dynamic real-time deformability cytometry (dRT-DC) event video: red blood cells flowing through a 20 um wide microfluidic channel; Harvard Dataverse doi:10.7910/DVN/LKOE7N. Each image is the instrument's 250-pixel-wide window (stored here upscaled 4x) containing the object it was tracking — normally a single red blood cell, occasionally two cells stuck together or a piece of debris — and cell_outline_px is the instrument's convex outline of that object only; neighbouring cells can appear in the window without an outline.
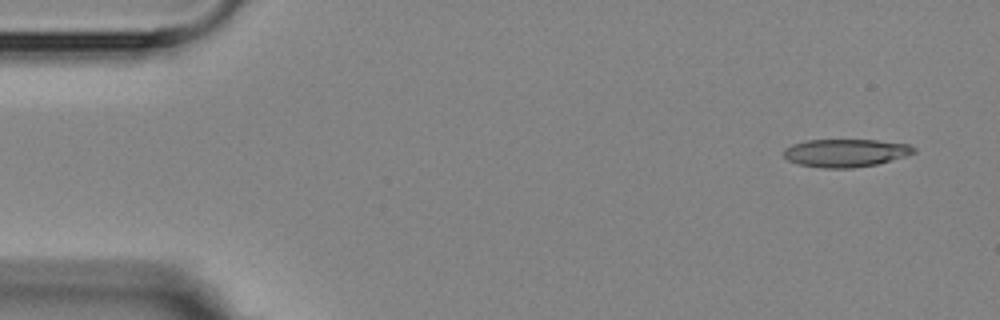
{"species": "Egyptian fruit bat (a non-hibernating species)", "species_latin": "Rousettus aegyptiacus", "temperature_condition": "room temperature", "stored_images_in_passage": 8, "camera_frame_rate_fps": 3000, "um_per_image_px": 0.085, "animal": {"sex": "female"}, "frame": {"image": 1, "passage_image": 1, "time_ms": 0.0, "image_size_px": [1000, 320], "cell_outline_px": [[916, 152], [904, 156], [876, 164], [852, 168], [820, 168], [800, 164], [788, 160], [784, 156], [784, 148], [792, 144], [804, 140], [876, 140], [908, 144], [916, 148]], "centroid_in_image_um": [71.85, 12.99], "position_along_channel_um": 13.2, "area_um2": 21.1}}
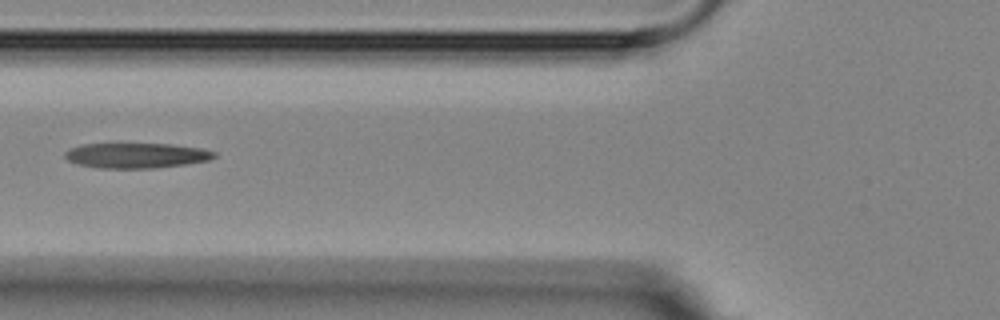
{"frame": {"image": 2, "passage_image": 5, "time_ms": 5.667, "image_size_px": [1000, 320], "cell_outline_px": [[216, 156], [208, 160], [184, 164], [156, 168], [96, 168], [76, 164], [68, 160], [64, 156], [64, 152], [68, 148], [80, 144], [172, 144], [200, 148], [216, 152]], "centroid_in_image_um": [11.52, 13.21], "position_along_channel_um": 114.3, "area_um2": 21.96}}
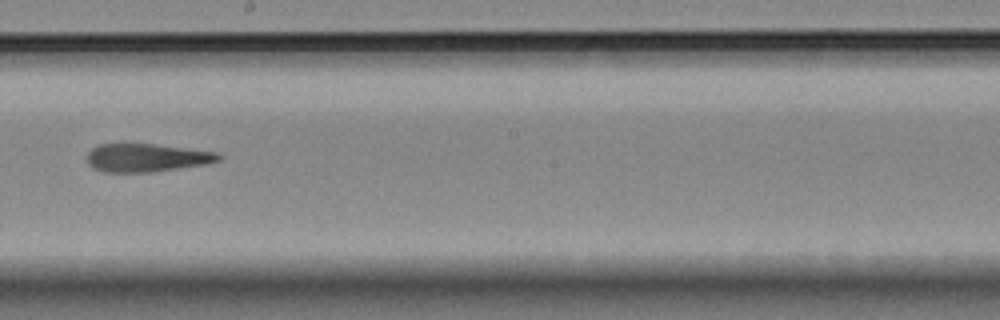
{"frame": {"image": 3, "passage_image": 8, "time_ms": 9.0, "image_size_px": [1000, 320], "cell_outline_px": [[224, 156], [220, 160], [204, 164], [152, 172], [104, 172], [92, 168], [88, 164], [88, 152], [92, 148], [100, 144], [156, 144], [216, 152]], "centroid_in_image_um": [12.45, 13.41], "position_along_channel_um": 235.7, "area_um2": 21.5}}